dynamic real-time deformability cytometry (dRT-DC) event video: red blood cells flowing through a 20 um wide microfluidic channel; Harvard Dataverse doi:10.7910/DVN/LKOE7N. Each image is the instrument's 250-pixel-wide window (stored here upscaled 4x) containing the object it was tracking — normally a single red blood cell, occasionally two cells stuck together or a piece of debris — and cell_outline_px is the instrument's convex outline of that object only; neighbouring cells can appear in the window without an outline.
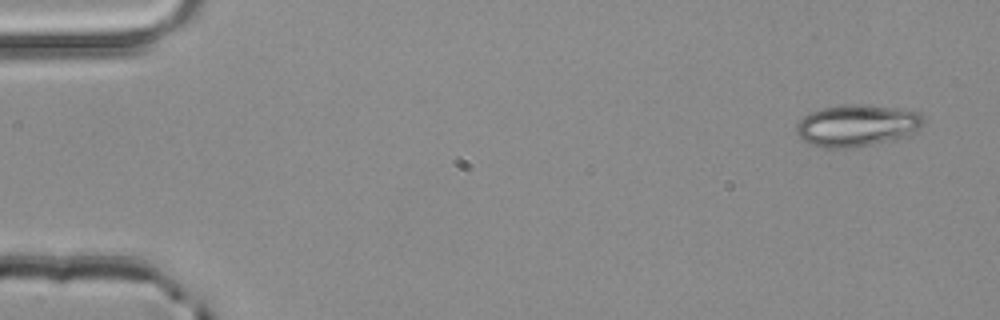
{"species": "common noctule bat (a hibernating species)", "species_latin": "Nyctalus noctula", "temperature_condition": "room temperature", "stored_images_in_passage": 4, "camera_frame_rate_fps": 3000, "um_per_image_px": 0.085, "animal": {"sex": "male", "body_mass_g": 20.4}, "frame": {"image": 1, "passage_image": 1, "time_ms": 0.0, "image_size_px": [1000, 320], "cell_outline_px": [[924, 124], [916, 132], [908, 136], [872, 144], [844, 148], [824, 148], [808, 144], [800, 140], [796, 132], [796, 124], [808, 112], [820, 108], [856, 104], [892, 108], [920, 112], [924, 116]], "centroid_in_image_um": [72.81, 10.68], "position_along_channel_um": 12.2, "area_um2": 31.04}}